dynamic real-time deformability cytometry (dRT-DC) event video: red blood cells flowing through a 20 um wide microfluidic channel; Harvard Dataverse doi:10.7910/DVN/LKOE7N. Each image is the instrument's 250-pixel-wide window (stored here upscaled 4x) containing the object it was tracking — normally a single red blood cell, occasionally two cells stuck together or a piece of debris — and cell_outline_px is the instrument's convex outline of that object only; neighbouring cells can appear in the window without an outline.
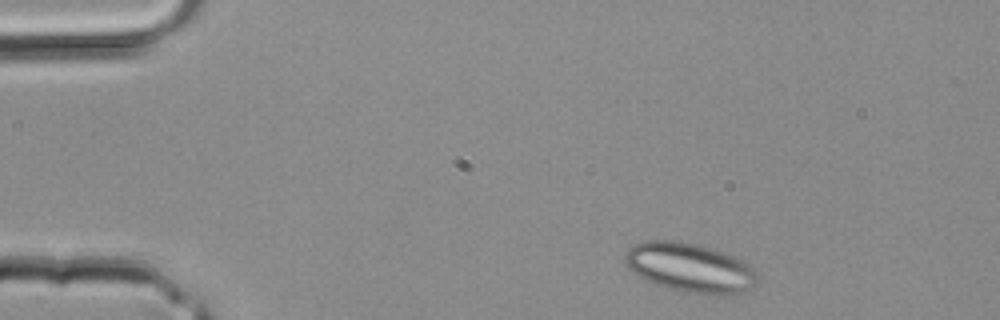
{"species": "common noctule bat (a hibernating species)", "species_latin": "Nyctalus noctula", "temperature_condition": "room temperature", "stored_images_in_passage": 2, "camera_frame_rate_fps": 3000, "um_per_image_px": 0.085, "animal": {"sex": "male", "body_mass_g": 20.4}, "frame": {"image": 1, "passage_image": 1, "time_ms": 0.0, "image_size_px": [1000, 320], "cell_outline_px": [[756, 288], [748, 292], [736, 296], [716, 296], [684, 292], [668, 288], [656, 284], [632, 272], [628, 268], [624, 260], [624, 256], [628, 248], [632, 244], [644, 240], [680, 240], [696, 244], [724, 252], [744, 260], [756, 272]], "centroid_in_image_um": [58.69, 22.77], "position_along_channel_um": 26.3, "area_um2": 38.96}}